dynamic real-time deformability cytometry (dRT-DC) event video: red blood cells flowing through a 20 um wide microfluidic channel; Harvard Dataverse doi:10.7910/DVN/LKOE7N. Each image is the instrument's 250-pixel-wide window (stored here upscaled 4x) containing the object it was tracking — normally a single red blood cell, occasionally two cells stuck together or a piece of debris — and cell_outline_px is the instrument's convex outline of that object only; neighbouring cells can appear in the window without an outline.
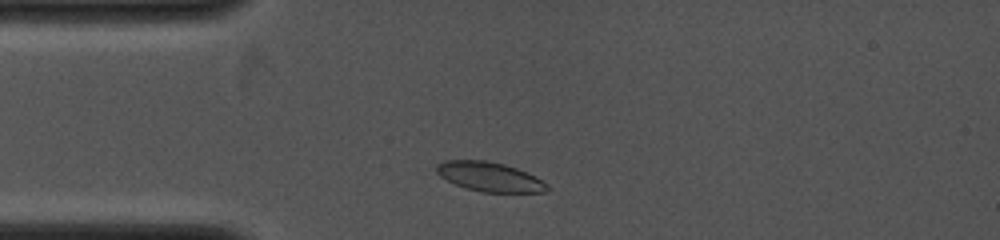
{"species": "common noctule bat (a hibernating species)", "species_latin": "Nyctalus noctula", "temperature_condition": "cold", "stored_images_in_passage": 8, "camera_frame_rate_fps": 4000, "um_per_image_px": 0.085, "animal": {"sex": "female", "body_mass_g": 19.0, "forearm_length_mm": 53.3}, "frame": {"image": 1, "passage_image": 2, "time_ms": 0.25, "image_size_px": [1000, 240], "cell_outline_px": [[552, 188], [544, 192], [484, 192], [468, 188], [456, 184], [440, 176], [436, 172], [436, 164], [444, 160], [484, 160], [504, 164], [516, 168], [536, 176], [548, 184]], "centroid_in_image_um": [41.64, 15.02], "position_along_channel_um": 43.4, "area_um2": 18.9}}
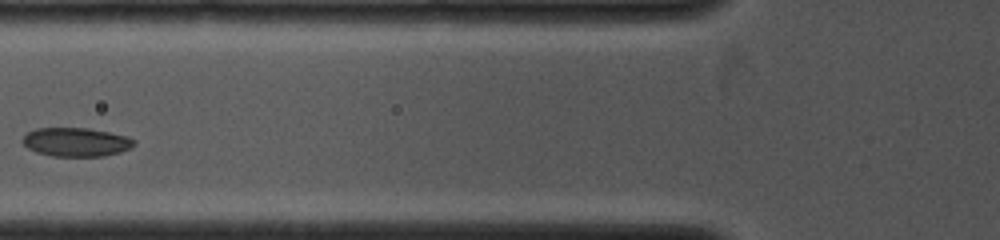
{"frame": {"image": 2, "passage_image": 5, "time_ms": 1.0, "image_size_px": [1000, 240], "cell_outline_px": [[136, 144], [120, 152], [104, 156], [52, 156], [36, 152], [28, 148], [20, 140], [28, 132], [36, 128], [88, 128], [108, 132], [124, 136], [136, 140]], "centroid_in_image_um": [6.44, 12.07], "position_along_channel_um": 119.4, "area_um2": 18.61}}
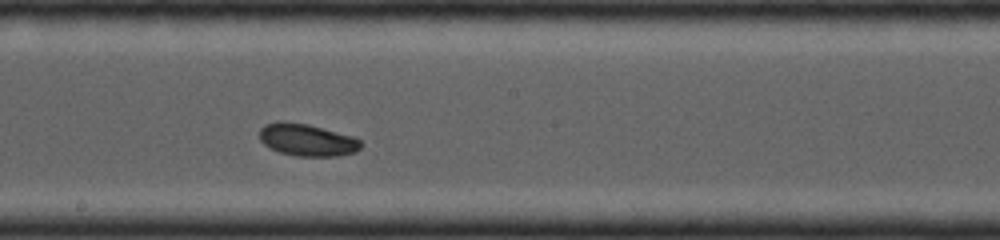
{"frame": {"image": 3, "passage_image": 8, "time_ms": 1.75, "image_size_px": [1000, 240], "cell_outline_px": [[364, 144], [356, 152], [340, 156], [296, 156], [280, 152], [268, 148], [260, 140], [260, 128], [264, 124], [276, 120], [284, 120], [308, 124], [352, 136], [360, 140]], "centroid_in_image_um": [26.08, 11.88], "position_along_channel_um": 222.1, "area_um2": 19.36}}